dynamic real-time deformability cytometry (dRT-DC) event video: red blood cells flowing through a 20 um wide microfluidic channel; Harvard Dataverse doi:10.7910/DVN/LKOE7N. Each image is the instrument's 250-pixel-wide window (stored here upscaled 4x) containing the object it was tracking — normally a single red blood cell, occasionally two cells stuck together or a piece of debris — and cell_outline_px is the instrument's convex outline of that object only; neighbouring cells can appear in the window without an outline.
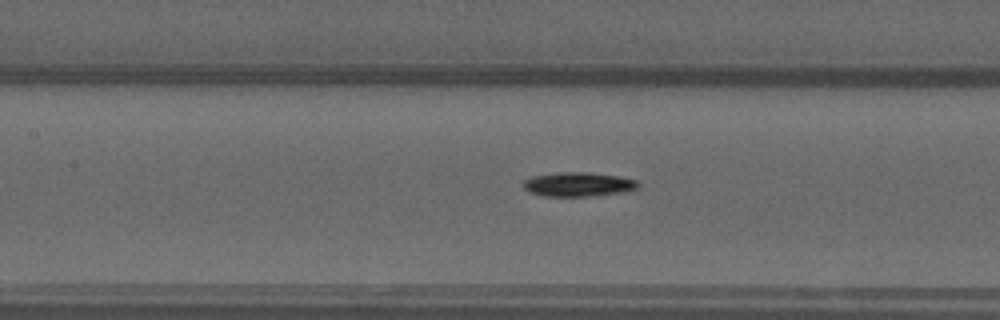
{"species": "common noctule bat (a hibernating species)", "species_latin": "Nyctalus noctula", "temperature_condition": "warm", "stored_images_in_passage": 52, "camera_frame_rate_fps": 3000, "um_per_image_px": 0.085, "animal": {"sex": "male", "forearm_length_mm": 52.5}, "frame": {"image": 1, "passage_image": 24, "time_ms": 7.667, "image_size_px": [1000, 320], "cell_outline_px": [[640, 188], [624, 192], [588, 196], [544, 196], [528, 192], [524, 188], [524, 180], [532, 176], [564, 172], [584, 172], [620, 176], [636, 180], [640, 184]], "centroid_in_image_um": [49.18, 15.67], "position_along_channel_um": 158.2, "area_um2": 16.18}}
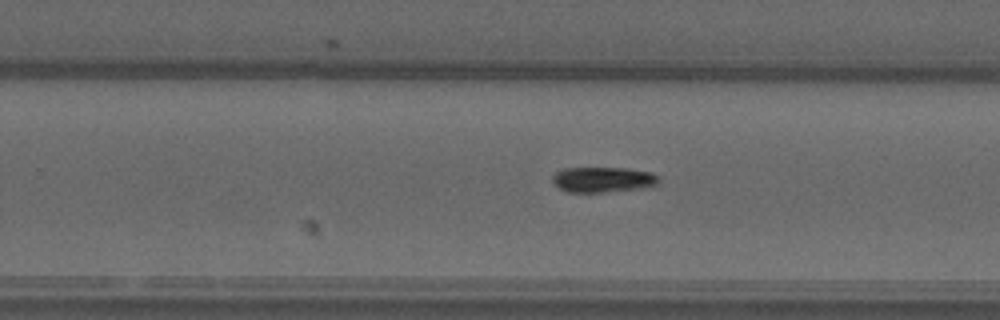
{"frame": {"image": 2, "passage_image": 33, "time_ms": 10.667, "image_size_px": [1000, 320], "cell_outline_px": [[660, 184], [644, 188], [608, 192], [568, 192], [560, 188], [552, 180], [552, 176], [556, 172], [564, 168], [624, 168], [652, 172], [660, 180]], "centroid_in_image_um": [51.29, 15.27], "position_along_channel_um": 278.5, "area_um2": 15.78}}
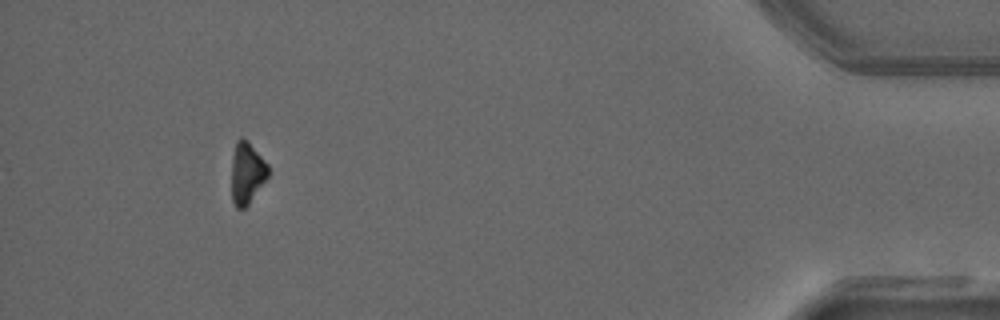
{"frame": {"image": 3, "passage_image": 48, "time_ms": 15.667, "image_size_px": [1000, 320], "cell_outline_px": [[268, 176], [248, 204], [244, 208], [236, 208], [232, 200], [232, 156], [236, 140], [240, 136], [248, 140], [268, 164]], "centroid_in_image_um": [20.97, 14.66], "position_along_channel_um": 414.2, "area_um2": 13.12}, "authors_computed_cell_mechanics": {"area_um2": 14.3633, "velocity_mm_per_s": 4.0463, "shape_relaxation_time_tau1_ms": 3.1702, "shape_relaxation_time_tau2_ms": null, "deformation_change_tau1": 0.1637, "deformation_change_tau2": null}}